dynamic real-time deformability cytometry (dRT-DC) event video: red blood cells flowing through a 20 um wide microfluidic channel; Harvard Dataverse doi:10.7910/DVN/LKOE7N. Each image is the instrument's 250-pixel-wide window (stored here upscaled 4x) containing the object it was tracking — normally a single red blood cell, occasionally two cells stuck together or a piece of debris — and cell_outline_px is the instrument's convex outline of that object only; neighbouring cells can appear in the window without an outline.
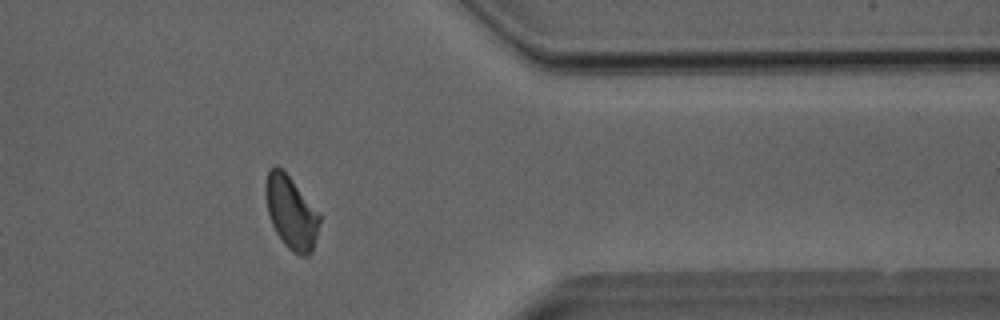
{"species": "Egyptian fruit bat (a non-hibernating species)", "species_latin": "Rousettus aegyptiacus", "temperature_condition": "room temperature", "stored_images_in_passage": 24, "camera_frame_rate_fps": 3000, "um_per_image_px": 0.085, "animal": {"sex": "male"}, "frame": {"image": 1, "passage_image": 20, "time_ms": 6.333, "image_size_px": [1000, 320], "cell_outline_px": [[320, 220], [312, 252], [308, 256], [304, 256], [292, 252], [284, 244], [276, 232], [272, 224], [268, 212], [264, 192], [264, 184], [268, 168], [276, 164], [288, 176], [320, 212]], "centroid_in_image_um": [24.73, 18.04], "position_along_channel_um": 386.7, "area_um2": 22.95}}